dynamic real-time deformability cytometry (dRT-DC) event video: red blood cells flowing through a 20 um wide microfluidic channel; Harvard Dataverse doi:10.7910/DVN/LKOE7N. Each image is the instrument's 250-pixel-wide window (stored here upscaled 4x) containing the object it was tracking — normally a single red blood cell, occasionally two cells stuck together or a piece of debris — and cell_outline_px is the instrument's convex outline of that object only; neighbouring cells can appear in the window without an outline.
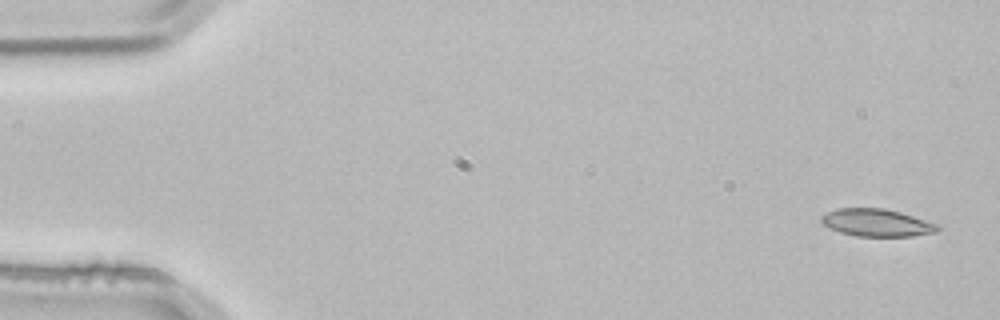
{"species": "common noctule bat (a hibernating species)", "species_latin": "Nyctalus noctula", "temperature_condition": "room temperature", "stored_images_in_passage": 3, "camera_frame_rate_fps": 3000, "um_per_image_px": 0.085, "animal": {"sex": "male", "body_mass_g": 21.5, "forearm_length_mm": 52.0}, "frame": {"image": 1, "passage_image": 1, "time_ms": 0.0, "image_size_px": [1000, 320], "cell_outline_px": [[940, 228], [936, 232], [912, 236], [856, 236], [840, 232], [828, 228], [820, 220], [820, 216], [836, 208], [884, 208], [900, 212], [940, 224]], "centroid_in_image_um": [74.53, 18.93], "position_along_channel_um": 10.5, "area_um2": 18.73}}